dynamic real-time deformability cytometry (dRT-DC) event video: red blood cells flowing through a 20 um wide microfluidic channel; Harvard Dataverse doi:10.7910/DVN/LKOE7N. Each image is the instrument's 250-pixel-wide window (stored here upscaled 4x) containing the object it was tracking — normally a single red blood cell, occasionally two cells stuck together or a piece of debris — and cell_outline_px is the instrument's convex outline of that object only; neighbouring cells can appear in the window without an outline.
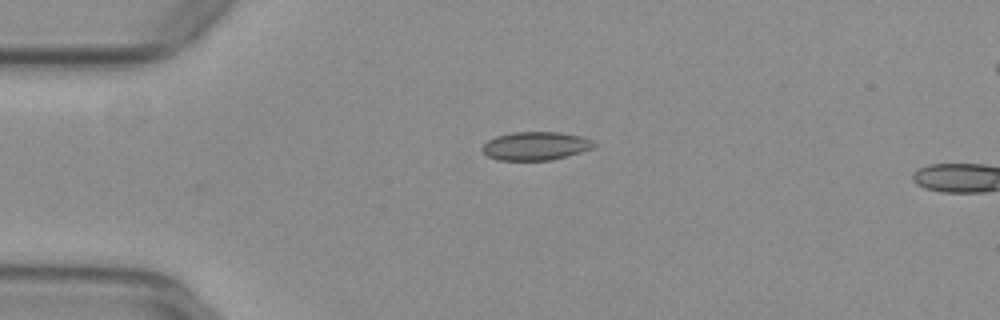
{"species": "common noctule bat (a hibernating species)", "species_latin": "Nyctalus noctula", "temperature_condition": "warm", "stored_images_in_passage": 3, "camera_frame_rate_fps": 3000, "um_per_image_px": 0.085, "animal": {"sex": "female", "body_mass_g": 29.2, "forearm_length_mm": 56.3}, "frame": {"image": 1, "passage_image": 1, "time_ms": 0.0, "image_size_px": [1000, 320], "cell_outline_px": [[596, 148], [568, 156], [552, 160], [496, 160], [488, 156], [480, 148], [488, 140], [496, 136], [512, 132], [560, 132], [580, 136], [592, 140], [596, 144]], "centroid_in_image_um": [45.55, 12.41], "position_along_channel_um": 39.4, "area_um2": 18.67}}